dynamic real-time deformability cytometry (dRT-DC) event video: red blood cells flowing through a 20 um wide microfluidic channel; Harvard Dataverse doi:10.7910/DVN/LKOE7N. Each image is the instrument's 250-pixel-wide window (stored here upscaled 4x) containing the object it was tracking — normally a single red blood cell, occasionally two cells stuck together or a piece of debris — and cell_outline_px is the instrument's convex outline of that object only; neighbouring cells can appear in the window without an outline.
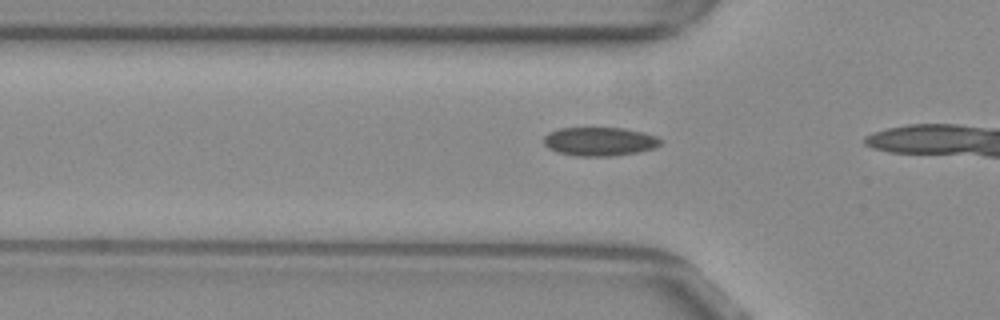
{"species": "common noctule bat (a hibernating species)", "species_latin": "Nyctalus noctula", "temperature_condition": "warm", "stored_images_in_passage": 14, "camera_frame_rate_fps": 3000, "um_per_image_px": 0.085, "animal": {"sex": "female", "body_mass_g": 29.2, "forearm_length_mm": 56.3}, "frame": {"image": 1, "passage_image": 12, "time_ms": 3.667, "image_size_px": [1000, 320], "cell_outline_px": [[660, 144], [652, 148], [636, 152], [612, 156], [576, 156], [556, 152], [548, 148], [544, 144], [544, 136], [548, 132], [560, 128], [624, 128], [644, 132], [656, 136], [660, 140]], "centroid_in_image_um": [50.92, 12.02], "position_along_channel_um": 74.9, "area_um2": 19.48}}